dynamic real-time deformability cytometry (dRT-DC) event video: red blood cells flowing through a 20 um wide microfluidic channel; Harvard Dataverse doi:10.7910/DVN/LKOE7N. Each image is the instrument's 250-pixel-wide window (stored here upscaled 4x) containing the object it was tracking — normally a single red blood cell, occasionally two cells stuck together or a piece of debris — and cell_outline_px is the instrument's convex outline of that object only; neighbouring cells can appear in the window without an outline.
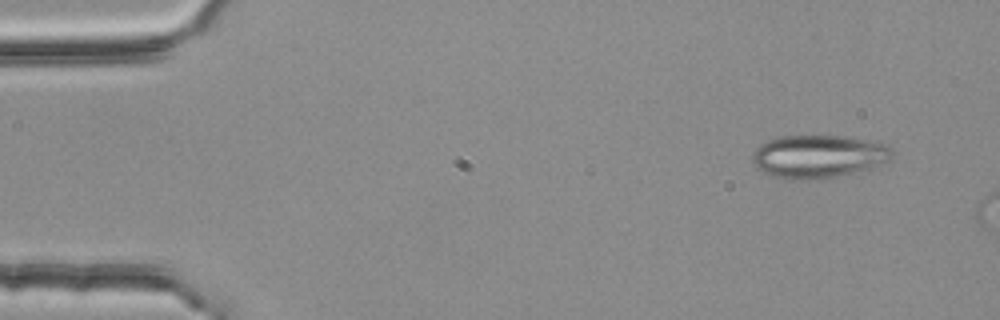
{"species": "common noctule bat (a hibernating species)", "species_latin": "Nyctalus noctula", "temperature_condition": "room temperature", "stored_images_in_passage": 2, "camera_frame_rate_fps": 3000, "um_per_image_px": 0.085, "animal": {"sex": "female", "body_mass_g": 25.1}, "frame": {"image": 1, "passage_image": 1, "time_ms": 0.0, "image_size_px": [1000, 320], "cell_outline_px": [[896, 152], [888, 160], [880, 164], [868, 168], [836, 176], [808, 180], [792, 180], [772, 176], [764, 172], [752, 160], [752, 152], [760, 144], [768, 140], [780, 136], [840, 136], [868, 140], [884, 144], [892, 148]], "centroid_in_image_um": [69.55, 13.29], "position_along_channel_um": 15.5, "area_um2": 34.74}}